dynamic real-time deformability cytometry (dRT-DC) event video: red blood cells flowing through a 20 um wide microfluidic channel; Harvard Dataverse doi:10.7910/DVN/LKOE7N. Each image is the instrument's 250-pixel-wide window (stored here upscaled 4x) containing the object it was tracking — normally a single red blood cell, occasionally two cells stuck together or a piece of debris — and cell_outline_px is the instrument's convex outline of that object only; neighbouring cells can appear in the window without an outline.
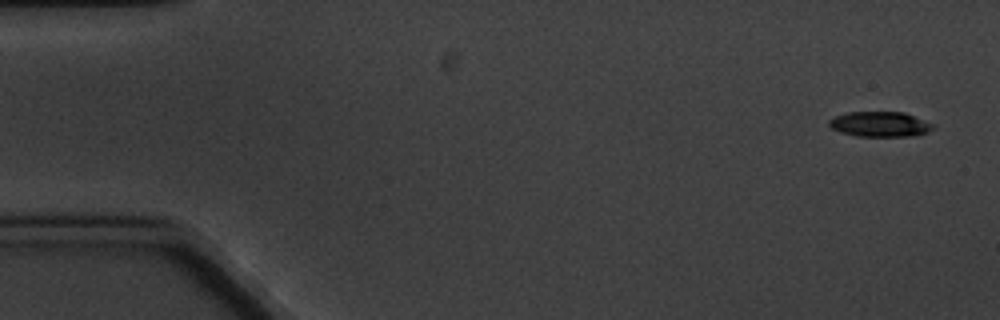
{"species": "common noctule bat (a hibernating species)", "species_latin": "Nyctalus noctula", "temperature_condition": "cold", "stored_images_in_passage": 5, "camera_frame_rate_fps": 3000, "um_per_image_px": 0.085, "animal": {"sex": "male", "body_mass_g": 20.1, "forearm_length_mm": 53.5}, "frame": {"image": 1, "passage_image": 1, "time_ms": 0.0, "image_size_px": [1000, 320], "cell_outline_px": [[936, 128], [928, 132], [912, 136], [856, 136], [840, 132], [832, 128], [828, 124], [828, 120], [836, 116], [848, 112], [904, 112], [936, 124]], "centroid_in_image_um": [74.85, 10.56], "position_along_channel_um": 10.2, "area_um2": 15.37}}
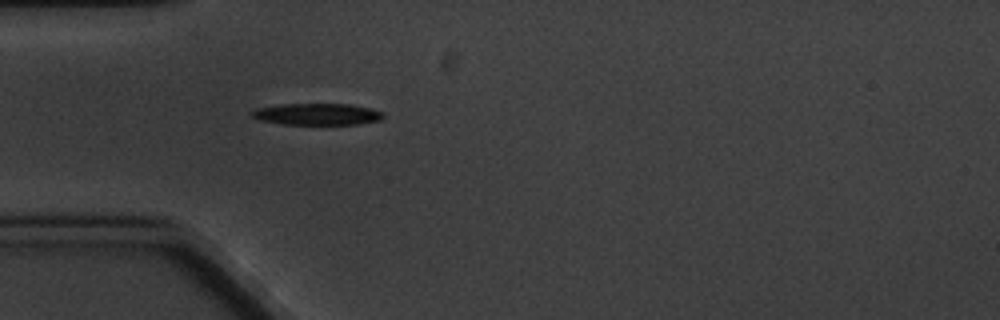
{"frame": {"image": 2, "passage_image": 5, "time_ms": 5.0, "image_size_px": [1000, 320], "cell_outline_px": [[384, 116], [380, 120], [356, 124], [284, 124], [260, 120], [252, 116], [248, 112], [256, 108], [280, 104], [348, 104], [368, 108], [384, 112]], "centroid_in_image_um": [26.92, 9.7], "position_along_channel_um": 58.1, "area_um2": 16.47}}